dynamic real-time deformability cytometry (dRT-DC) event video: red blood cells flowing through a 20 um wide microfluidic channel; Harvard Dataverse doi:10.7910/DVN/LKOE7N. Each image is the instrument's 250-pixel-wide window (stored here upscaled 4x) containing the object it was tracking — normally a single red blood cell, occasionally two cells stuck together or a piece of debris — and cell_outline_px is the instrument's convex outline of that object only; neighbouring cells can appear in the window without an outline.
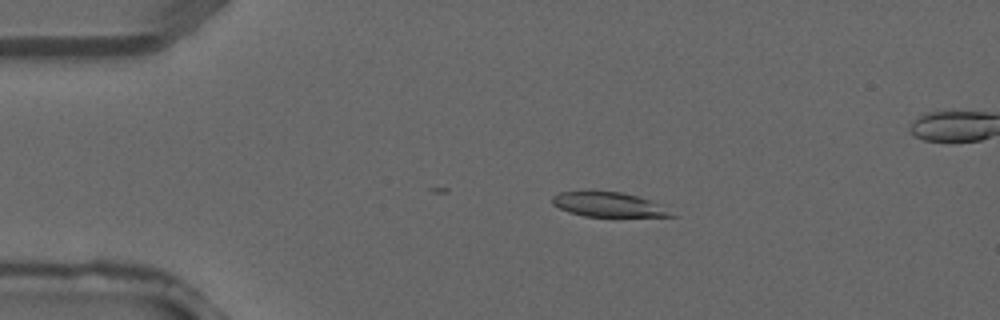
{"species": "common noctule bat (a hibernating species)", "species_latin": "Nyctalus noctula", "temperature_condition": "warm", "stored_images_in_passage": 5, "segment_of_instrument_passage": [1, 2], "camera_frame_rate_fps": 3000, "um_per_image_px": 0.085, "animal": {"sex": "male", "forearm_length_mm": 52.5}, "frame": {"image": 1, "passage_image": 3, "time_ms": 0.667, "image_size_px": [1000, 320], "cell_outline_px": [[680, 216], [584, 216], [568, 212], [552, 204], [552, 196], [560, 192], [620, 192], [636, 196], [648, 200]], "centroid_in_image_um": [51.66, 17.4], "position_along_channel_um": 33.3, "area_um2": 16.47}}